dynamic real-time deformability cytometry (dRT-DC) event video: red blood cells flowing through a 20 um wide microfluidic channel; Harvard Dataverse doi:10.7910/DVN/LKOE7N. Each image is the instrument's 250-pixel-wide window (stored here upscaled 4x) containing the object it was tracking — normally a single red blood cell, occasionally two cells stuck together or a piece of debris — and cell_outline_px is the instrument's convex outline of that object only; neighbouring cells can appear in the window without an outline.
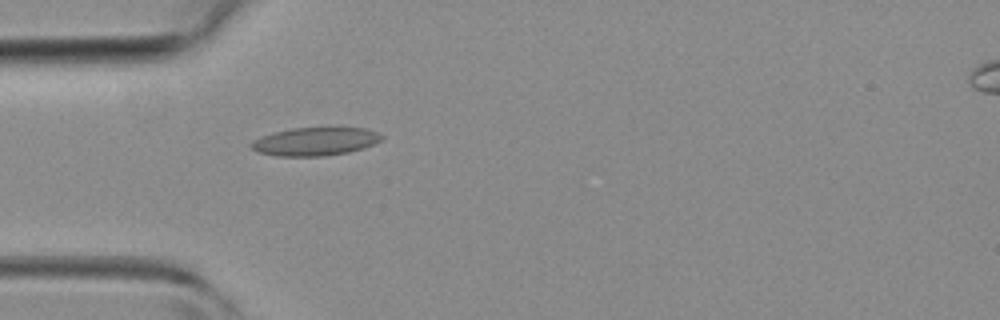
{"species": "common noctule bat (a hibernating species)", "species_latin": "Nyctalus noctula", "temperature_condition": "room temperature", "stored_images_in_passage": 32, "camera_frame_rate_fps": 3000, "um_per_image_px": 0.085, "animal": {"sex": "female", "body_mass_g": 19.3, "forearm_length_mm": 54.1}, "frame": {"image": 1, "passage_image": 1, "time_ms": 0.0, "image_size_px": [1000, 320], "cell_outline_px": [[384, 140], [364, 148], [348, 152], [324, 156], [276, 156], [260, 152], [252, 148], [248, 144], [252, 140], [260, 136], [272, 132], [292, 128], [364, 128], [376, 132], [384, 136]], "centroid_in_image_um": [26.78, 12.02], "position_along_channel_um": 58.2, "area_um2": 21.56}}
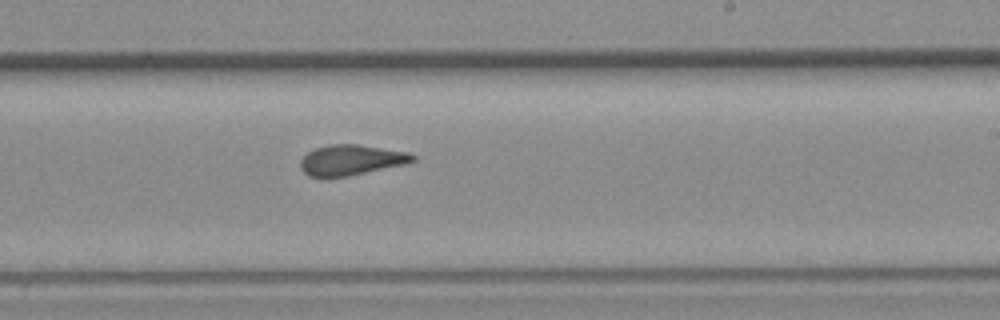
{"frame": {"image": 2, "passage_image": 14, "time_ms": 4.333, "image_size_px": [1000, 320], "cell_outline_px": [[416, 160], [408, 164], [348, 176], [308, 176], [300, 168], [300, 160], [308, 152], [316, 148], [328, 144], [356, 144], [408, 152], [416, 156]], "centroid_in_image_um": [29.88, 13.59], "position_along_channel_um": 259.1, "area_um2": 19.88}}
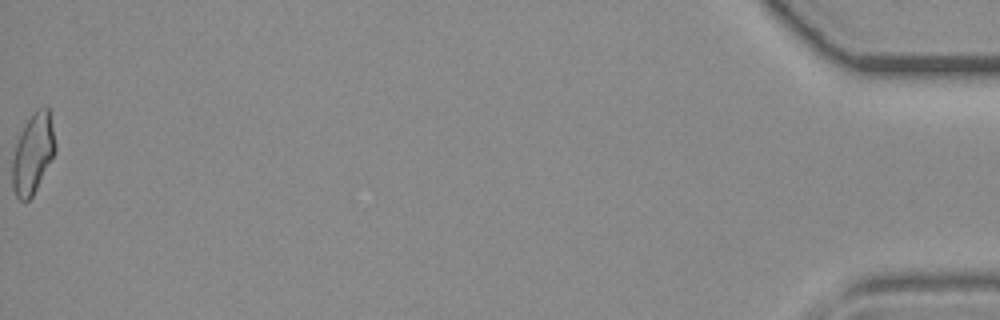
{"frame": {"image": 3, "passage_image": 32, "time_ms": 10.333, "image_size_px": [1000, 320], "cell_outline_px": [[56, 152], [32, 196], [28, 200], [20, 200], [16, 196], [12, 188], [12, 160], [16, 144], [20, 132], [24, 124], [40, 108], [48, 108], [56, 144]], "centroid_in_image_um": [2.79, 13.09], "position_along_channel_um": 432.4, "area_um2": 19.71}}